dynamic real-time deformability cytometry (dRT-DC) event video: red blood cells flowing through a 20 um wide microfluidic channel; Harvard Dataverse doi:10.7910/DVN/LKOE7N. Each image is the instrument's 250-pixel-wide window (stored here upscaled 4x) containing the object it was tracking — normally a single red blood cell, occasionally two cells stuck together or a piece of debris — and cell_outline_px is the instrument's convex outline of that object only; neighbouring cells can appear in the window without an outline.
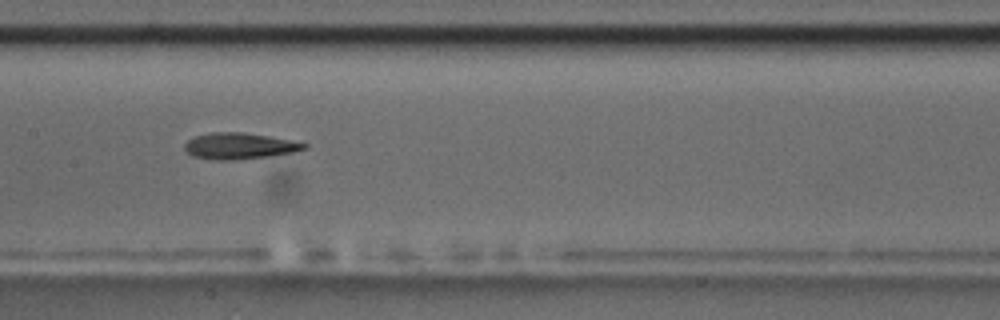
{"species": "common noctule bat (a hibernating species)", "species_latin": "Nyctalus noctula", "temperature_condition": "room temperature", "stored_images_in_passage": 15, "camera_frame_rate_fps": 3000, "um_per_image_px": 0.085, "animal": {"sex": "male", "body_mass_g": 17.5, "forearm_length_mm": 52.3}, "frame": {"image": 1, "passage_image": 7, "time_ms": 8.0, "image_size_px": [1000, 320], "cell_outline_px": [[308, 148], [292, 152], [268, 156], [236, 160], [212, 160], [192, 156], [184, 148], [184, 144], [188, 140], [196, 136], [212, 132], [240, 132], [268, 136], [292, 140], [308, 144]], "centroid_in_image_um": [20.34, 12.41], "position_along_channel_um": 187.1, "area_um2": 18.21}}
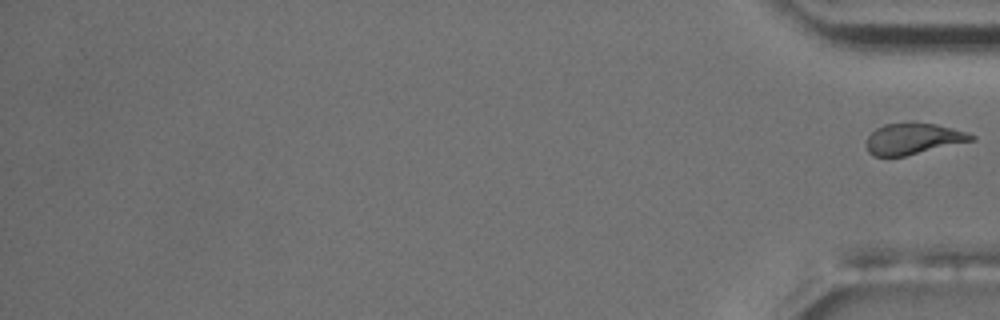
{"frame": {"image": 2, "passage_image": 15, "time_ms": 18.0, "image_size_px": [1000, 320], "cell_outline_px": [[976, 140], [904, 156], [872, 156], [868, 152], [864, 144], [868, 136], [876, 128], [884, 124], [936, 124], [952, 128], [976, 136]], "centroid_in_image_um": [77.59, 11.82], "position_along_channel_um": 357.6, "area_um2": 18.79}}